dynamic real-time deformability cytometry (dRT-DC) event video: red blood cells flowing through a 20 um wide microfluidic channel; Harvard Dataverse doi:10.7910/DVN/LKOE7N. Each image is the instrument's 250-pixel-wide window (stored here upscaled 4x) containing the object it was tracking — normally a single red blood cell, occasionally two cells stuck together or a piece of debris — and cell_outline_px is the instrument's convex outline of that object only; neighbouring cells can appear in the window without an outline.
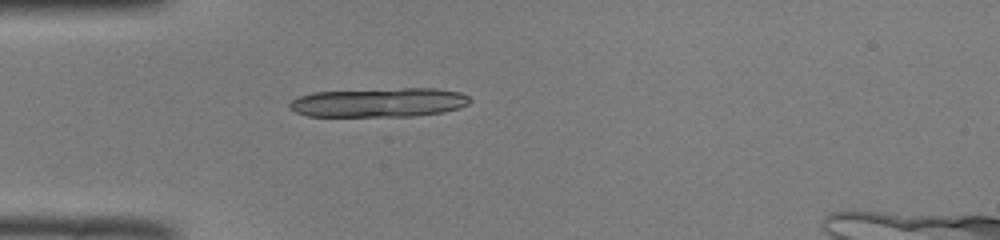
{"species": "common noctule bat (a hibernating species)", "species_latin": "Nyctalus noctula", "temperature_condition": "room temperature", "stored_images_in_passage": 37, "camera_frame_rate_fps": 3000, "um_per_image_px": 0.085, "animal": {"sex": "male", "body_mass_g": 19.0, "forearm_length_mm": 50.8}, "frame": {"image": 1, "passage_image": 1, "time_ms": 0.0, "image_size_px": [1000, 240], "cell_outline_px": [[472, 100], [468, 104], [460, 108], [444, 112], [416, 116], [308, 116], [296, 112], [288, 108], [288, 104], [292, 100], [300, 96], [312, 92], [400, 88], [436, 88], [460, 92], [468, 96]], "centroid_in_image_um": [32.24, 8.71], "position_along_channel_um": 52.8, "area_um2": 30.87}}